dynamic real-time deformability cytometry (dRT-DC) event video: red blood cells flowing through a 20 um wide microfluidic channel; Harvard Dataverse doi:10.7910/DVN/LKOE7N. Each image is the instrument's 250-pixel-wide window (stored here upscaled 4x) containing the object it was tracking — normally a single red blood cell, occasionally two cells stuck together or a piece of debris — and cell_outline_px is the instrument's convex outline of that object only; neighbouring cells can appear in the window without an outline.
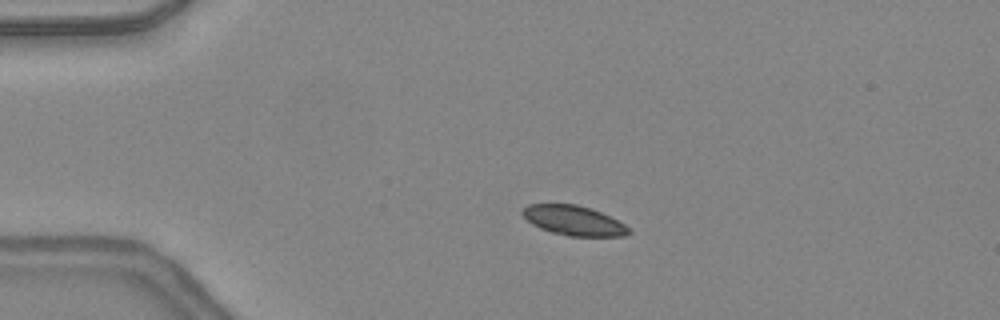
{"species": "common noctule bat (a hibernating species)", "species_latin": "Nyctalus noctula", "temperature_condition": "warm", "stored_images_in_passage": 38, "camera_frame_rate_fps": 3000, "um_per_image_px": 0.085, "animal": {"sex": "female", "body_mass_g": 24.6, "forearm_length_mm": 56.2}, "frame": {"image": 1, "passage_image": 1, "time_ms": 0.0, "image_size_px": [1000, 320], "cell_outline_px": [[632, 232], [624, 236], [568, 236], [552, 232], [540, 228], [532, 224], [520, 212], [528, 204], [576, 204], [592, 208], [624, 224]], "centroid_in_image_um": [48.75, 18.74], "position_along_channel_um": 36.2, "area_um2": 18.26}}
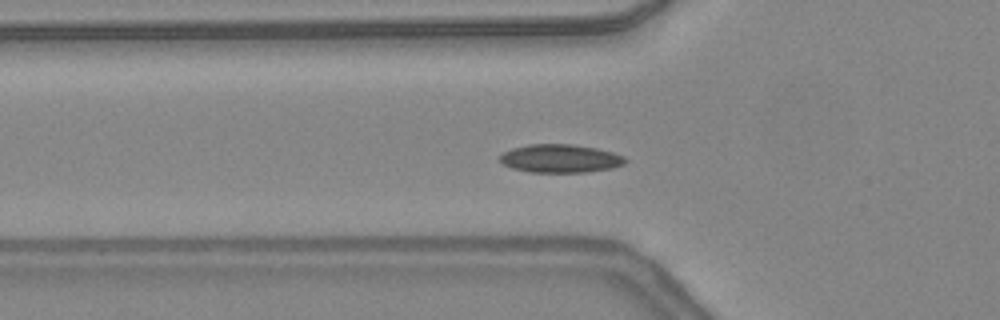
{"frame": {"image": 2, "passage_image": 7, "time_ms": 2.0, "image_size_px": [1000, 320], "cell_outline_px": [[628, 160], [624, 164], [612, 168], [588, 172], [528, 172], [512, 168], [504, 164], [500, 160], [500, 156], [504, 152], [512, 148], [528, 144], [572, 144], [596, 148], [612, 152], [624, 156]], "centroid_in_image_um": [47.64, 13.47], "position_along_channel_um": 78.2, "area_um2": 20.69}}
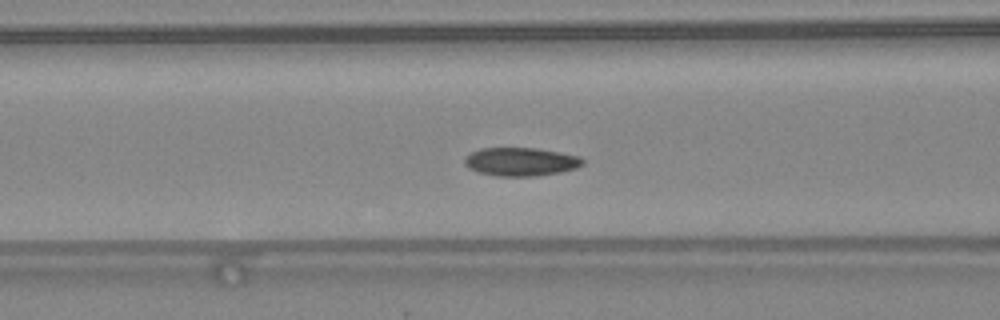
{"frame": {"image": 3, "passage_image": 10, "time_ms": 3.0, "image_size_px": [1000, 320], "cell_outline_px": [[584, 164], [576, 168], [560, 172], [536, 176], [496, 176], [480, 172], [468, 168], [464, 164], [464, 156], [480, 148], [536, 148], [580, 156], [584, 160]], "centroid_in_image_um": [44.26, 13.74], "position_along_channel_um": 122.3, "area_um2": 19.59}, "authors_computed_cell_mechanics": {"area_um2": 19.4497, "velocity_mm_per_s": 4.3273, "shape_relaxation_time_tau1_ms": 2.3502, "shape_relaxation_time_tau2_ms": 5.6694, "deformation_change_tau1": 0.0594, "deformation_change_tau2": 0.0745}}